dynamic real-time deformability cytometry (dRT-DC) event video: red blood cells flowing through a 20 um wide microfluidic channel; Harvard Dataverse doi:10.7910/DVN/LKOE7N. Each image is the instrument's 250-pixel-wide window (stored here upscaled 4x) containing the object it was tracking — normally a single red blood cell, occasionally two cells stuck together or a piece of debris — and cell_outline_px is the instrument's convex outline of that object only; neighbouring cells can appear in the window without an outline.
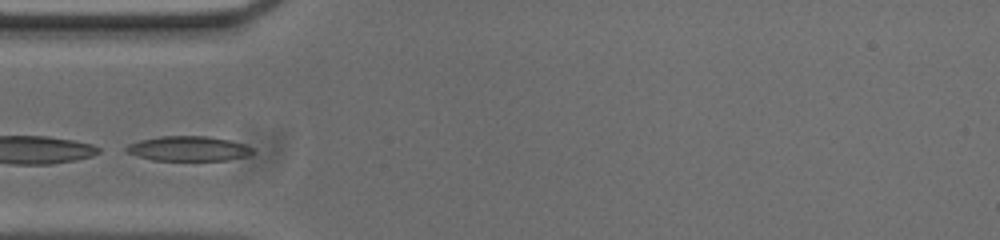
{"species": "common noctule bat (a hibernating species)", "species_latin": "Nyctalus noctula", "temperature_condition": "cold", "stored_images_in_passage": 28, "camera_frame_rate_fps": 3000, "um_per_image_px": 0.085, "animal": {"sex": "male", "body_mass_g": 20.0, "forearm_length_mm": 53.3}, "frame": {"image": 1, "passage_image": 1, "time_ms": 0.0, "image_size_px": [1000, 240], "cell_outline_px": [[252, 152], [248, 156], [228, 160], [152, 160], [124, 152], [124, 148], [128, 144], [140, 140], [160, 136], [208, 136], [228, 140], [244, 144], [252, 148]], "centroid_in_image_um": [15.97, 12.63], "position_along_channel_um": 69.0, "area_um2": 18.26}}